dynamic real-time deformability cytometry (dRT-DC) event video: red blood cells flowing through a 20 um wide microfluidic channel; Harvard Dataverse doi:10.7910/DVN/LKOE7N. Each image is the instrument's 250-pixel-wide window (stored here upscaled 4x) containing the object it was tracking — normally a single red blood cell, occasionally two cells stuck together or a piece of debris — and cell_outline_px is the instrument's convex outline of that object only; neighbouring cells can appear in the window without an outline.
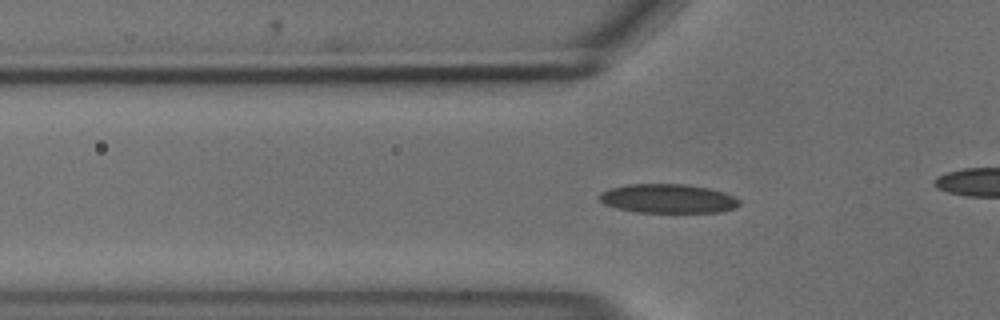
{"species": "common noctule bat (a hibernating species)", "species_latin": "Nyctalus noctula", "temperature_condition": "cold", "stored_images_in_passage": 35, "camera_frame_rate_fps": 3000, "um_per_image_px": 0.085, "animal": {"sex": "male", "body_mass_g": 18.8}, "frame": {"image": 1, "passage_image": 8, "time_ms": 2.333, "image_size_px": [1000, 320], "cell_outline_px": [[740, 204], [736, 208], [720, 212], [636, 212], [616, 208], [604, 204], [600, 200], [600, 192], [612, 188], [628, 184], [688, 184], [708, 188], [724, 192], [740, 200]], "centroid_in_image_um": [56.79, 16.88], "position_along_channel_um": 69.0, "area_um2": 23.7}}
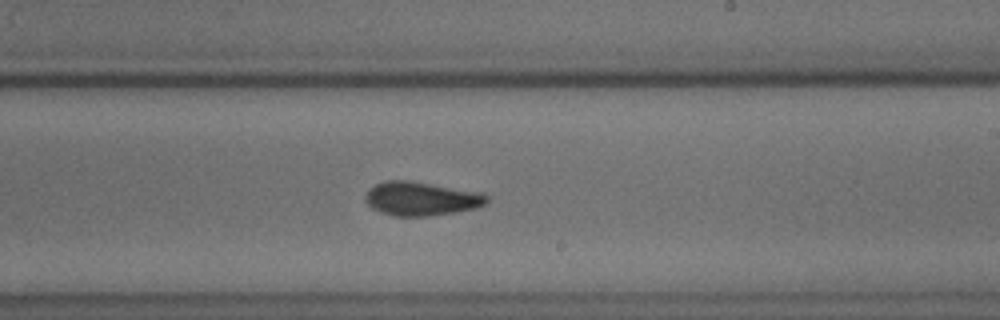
{"frame": {"image": 2, "passage_image": 23, "time_ms": 7.333, "image_size_px": [1000, 320], "cell_outline_px": [[488, 204], [476, 208], [456, 212], [428, 216], [396, 216], [380, 212], [372, 208], [364, 200], [368, 188], [384, 180], [408, 180], [480, 192], [488, 196]], "centroid_in_image_um": [35.79, 16.89], "position_along_channel_um": 253.2, "area_um2": 24.04}}
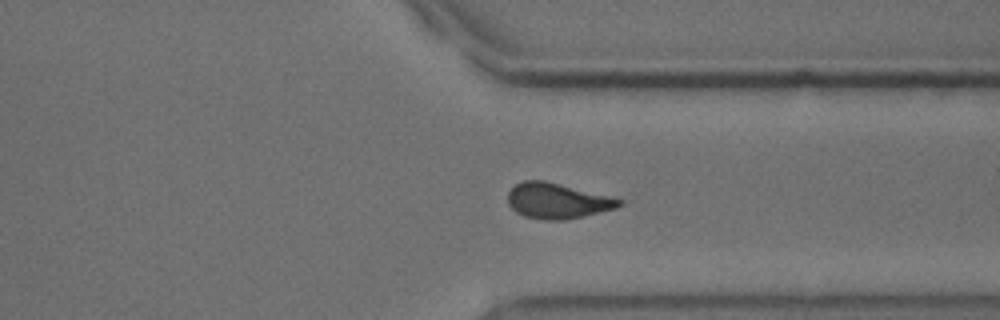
{"frame": {"image": 3, "passage_image": 32, "time_ms": 10.333, "image_size_px": [1000, 320], "cell_outline_px": [[624, 204], [616, 208], [584, 216], [564, 220], [544, 220], [524, 216], [516, 212], [508, 204], [508, 192], [516, 184], [524, 180], [544, 180], [624, 200]], "centroid_in_image_um": [47.36, 17.08], "position_along_channel_um": 364.0, "area_um2": 22.89}}